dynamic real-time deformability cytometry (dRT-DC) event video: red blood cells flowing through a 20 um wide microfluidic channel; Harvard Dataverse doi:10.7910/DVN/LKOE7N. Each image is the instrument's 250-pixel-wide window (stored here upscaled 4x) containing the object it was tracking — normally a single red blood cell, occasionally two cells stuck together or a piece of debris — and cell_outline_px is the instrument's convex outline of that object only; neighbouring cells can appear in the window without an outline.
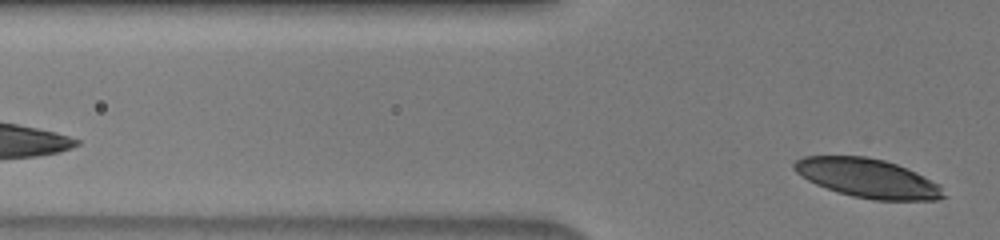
{"species": "human", "species_latin": "Homo sapiens", "temperature_condition": "warm", "stored_images_in_passage": 3, "camera_frame_rate_fps": 3000, "um_per_image_px": 0.085, "donor": {"sex": "male"}, "frame": {"image": 1, "passage_image": 3, "time_ms": 0.667, "image_size_px": [1000, 240], "cell_outline_px": [[944, 196], [940, 200], [872, 200], [852, 196], [816, 184], [808, 180], [796, 172], [792, 168], [792, 164], [796, 160], [804, 156], [864, 156], [884, 160], [896, 164], [916, 172], [940, 184]], "centroid_in_image_um": [73.75, 15.14], "position_along_channel_um": 52.0, "area_um2": 33.76}}